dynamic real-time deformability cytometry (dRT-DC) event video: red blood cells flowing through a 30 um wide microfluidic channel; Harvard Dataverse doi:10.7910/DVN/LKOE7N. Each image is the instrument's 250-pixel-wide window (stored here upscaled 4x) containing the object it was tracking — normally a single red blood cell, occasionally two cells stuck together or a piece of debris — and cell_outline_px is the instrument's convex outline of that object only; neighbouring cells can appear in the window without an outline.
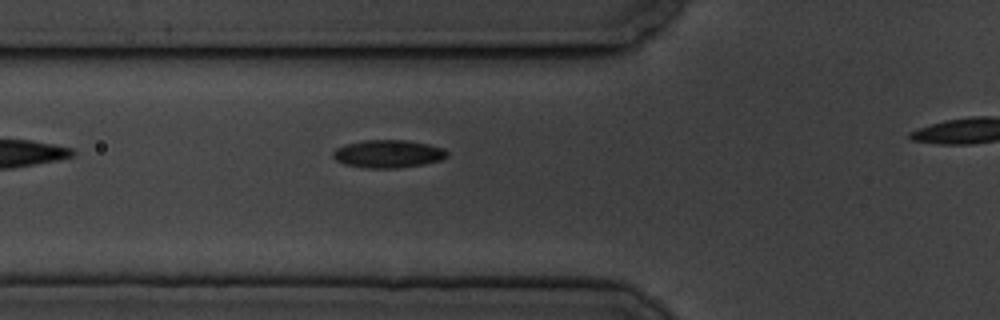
{"species": "common noctule bat (a hibernating species)", "species_latin": "Nyctalus noctula", "temperature_condition": "cold", "stored_images_in_passage": 30, "camera_frame_rate_fps": 3000, "um_per_image_px": 0.085, "animal": {"sex": "male", "body_mass_g": 19.5, "forearm_length_mm": 54.6}, "frame": {"image": 1, "passage_image": 3, "time_ms": 0.667, "image_size_px": [1000, 320], "cell_outline_px": [[448, 156], [440, 160], [424, 164], [396, 168], [368, 168], [344, 164], [336, 160], [332, 156], [332, 152], [336, 148], [344, 144], [364, 140], [404, 140], [428, 144], [444, 148], [448, 152]], "centroid_in_image_um": [32.97, 13.07], "position_along_channel_um": 92.8, "area_um2": 18.55}}
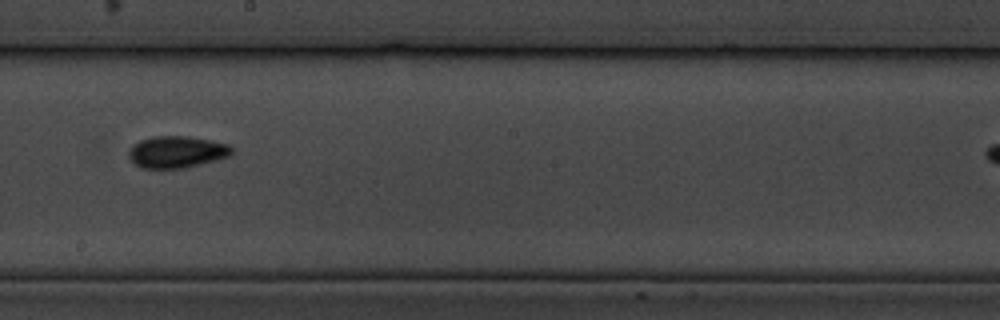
{"frame": {"image": 2, "passage_image": 15, "time_ms": 4.667, "image_size_px": [1000, 320], "cell_outline_px": [[232, 152], [228, 156], [216, 160], [184, 168], [140, 168], [128, 156], [128, 148], [132, 144], [140, 140], [152, 136], [188, 136], [228, 144], [232, 148]], "centroid_in_image_um": [14.97, 12.91], "position_along_channel_um": 233.2, "area_um2": 19.07}}
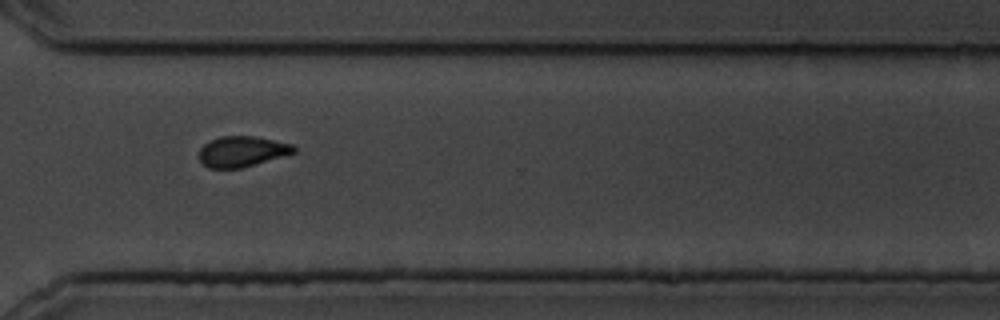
{"frame": {"image": 3, "passage_image": 25, "time_ms": 8.0, "image_size_px": [1000, 320], "cell_outline_px": [[296, 152], [240, 168], [208, 168], [200, 160], [200, 148], [204, 144], [220, 136], [256, 136], [292, 144], [296, 148]], "centroid_in_image_um": [20.57, 12.86], "position_along_channel_um": 350.0, "area_um2": 16.65}}